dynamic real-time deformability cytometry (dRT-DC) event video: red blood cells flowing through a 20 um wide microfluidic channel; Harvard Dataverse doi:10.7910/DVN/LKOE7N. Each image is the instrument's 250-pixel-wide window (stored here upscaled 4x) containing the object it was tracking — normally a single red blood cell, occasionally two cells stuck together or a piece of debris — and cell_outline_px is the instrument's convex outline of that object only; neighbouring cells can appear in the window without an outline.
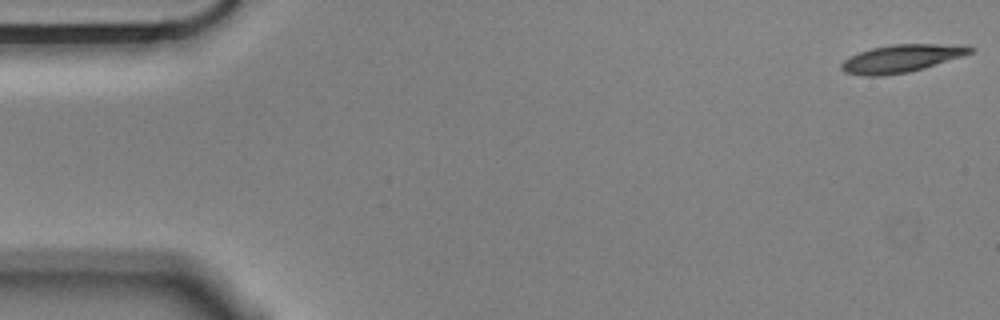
{"species": "Egyptian fruit bat (a non-hibernating species)", "species_latin": "Rousettus aegyptiacus", "temperature_condition": "cold", "stored_images_in_passage": 56, "camera_frame_rate_fps": 3000, "um_per_image_px": 0.085, "animal": {"sex": "male"}, "frame": {"image": 1, "passage_image": 1, "time_ms": 0.0, "image_size_px": [1000, 320], "cell_outline_px": [[976, 48], [972, 52], [924, 68], [908, 72], [884, 76], [864, 76], [844, 72], [840, 68], [840, 64], [848, 56], [872, 48], [892, 44], [964, 44]], "centroid_in_image_um": [76.6, 4.96], "position_along_channel_um": 8.4, "area_um2": 20.87}}
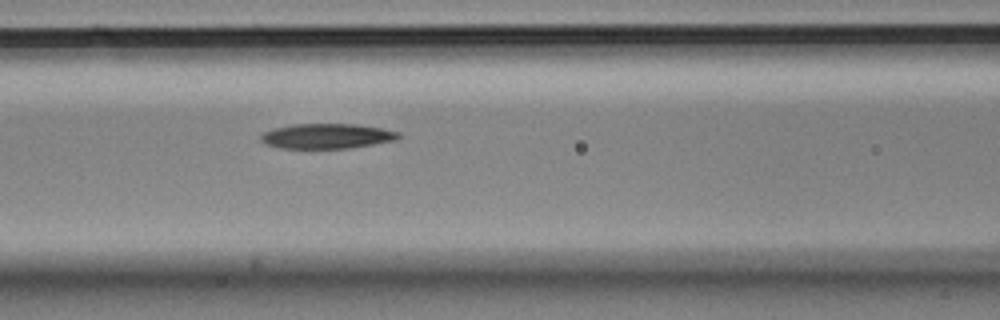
{"frame": {"image": 2, "passage_image": 23, "time_ms": 7.333, "image_size_px": [1000, 320], "cell_outline_px": [[400, 136], [396, 140], [348, 148], [280, 148], [264, 144], [260, 140], [260, 136], [264, 132], [276, 128], [292, 124], [356, 124], [380, 128], [400, 132]], "centroid_in_image_um": [27.76, 11.57], "position_along_channel_um": 138.8, "area_um2": 19.94}}
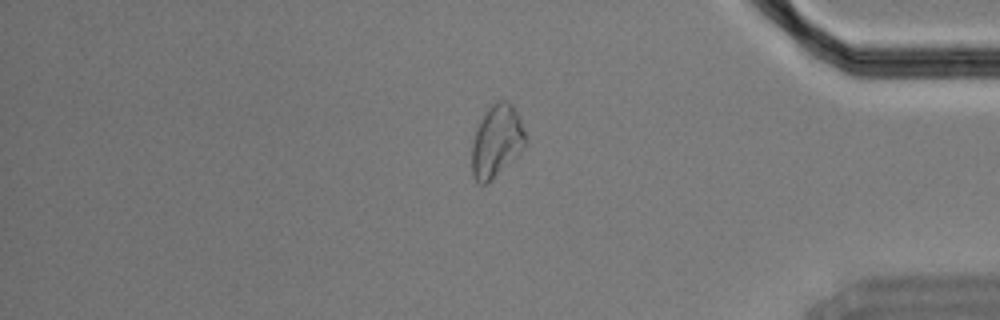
{"frame": {"image": 3, "passage_image": 47, "time_ms": 15.333, "image_size_px": [1000, 320], "cell_outline_px": [[528, 144], [488, 184], [480, 184], [476, 180], [472, 172], [472, 144], [480, 120], [488, 108], [496, 100], [508, 100], [512, 104], [520, 120], [528, 140]], "centroid_in_image_um": [42.23, 11.99], "position_along_channel_um": 393.0, "area_um2": 22.54}, "authors_computed_cell_mechanics": {"area_um2": 20.8658, "velocity_mm_per_s": 3.5232, "shape_relaxation_time_tau1_ms": 7.3766, "shape_relaxation_time_tau2_ms": null, "deformation_change_tau1": 0.1925, "deformation_change_tau2": null}}